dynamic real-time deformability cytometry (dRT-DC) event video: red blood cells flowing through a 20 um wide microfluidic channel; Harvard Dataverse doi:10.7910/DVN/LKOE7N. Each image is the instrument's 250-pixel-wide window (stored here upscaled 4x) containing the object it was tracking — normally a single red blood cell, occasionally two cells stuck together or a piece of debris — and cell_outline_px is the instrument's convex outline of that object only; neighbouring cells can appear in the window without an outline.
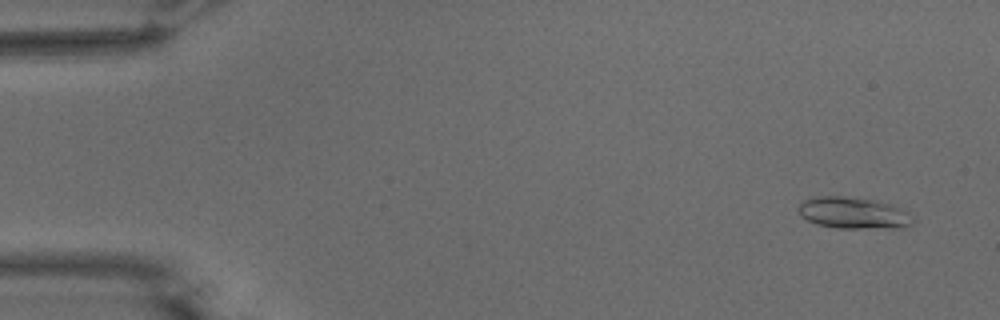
{"species": "common noctule bat (a hibernating species)", "species_latin": "Nyctalus noctula", "temperature_condition": "warm", "stored_images_in_passage": 54, "camera_frame_rate_fps": 3000, "um_per_image_px": 0.085, "animal": {"sex": "male", "body_mass_g": 15.6}, "frame": {"image": 1, "passage_image": 3, "time_ms": 0.667, "image_size_px": [1000, 320], "cell_outline_px": [[916, 220], [912, 224], [900, 228], [836, 228], [816, 224], [800, 216], [800, 204], [804, 200], [812, 196], [844, 196], [876, 200], [900, 208], [908, 212]], "centroid_in_image_um": [72.56, 18.1], "position_along_channel_um": 12.4, "area_um2": 21.15}}
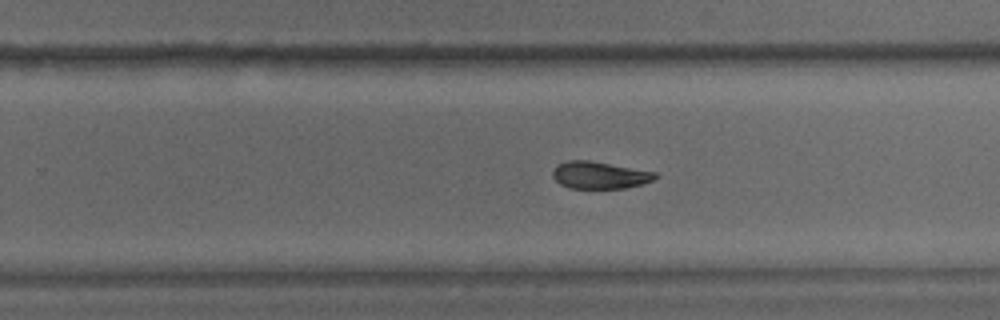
{"frame": {"image": 2, "passage_image": 34, "time_ms": 11.0, "image_size_px": [1000, 320], "cell_outline_px": [[660, 176], [644, 184], [624, 188], [568, 188], [560, 184], [552, 176], [552, 172], [556, 164], [568, 160], [588, 160], [656, 172]], "centroid_in_image_um": [50.96, 14.88], "position_along_channel_um": 278.8, "area_um2": 16.3}}
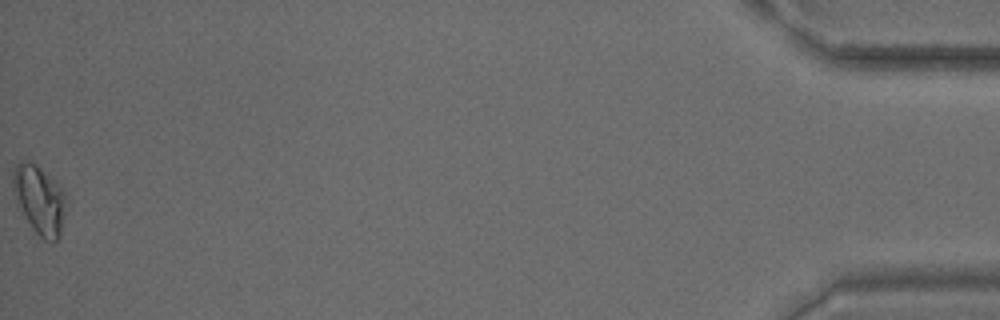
{"frame": {"image": 3, "passage_image": 54, "time_ms": 17.667, "image_size_px": [1000, 320], "cell_outline_px": [[68, 204], [60, 236], [52, 244], [44, 240], [32, 228], [20, 208], [12, 184], [12, 172], [16, 164], [20, 160], [28, 160], [36, 164], [64, 192], [68, 200]], "centroid_in_image_um": [3.38, 17.0], "position_along_channel_um": 431.8, "area_um2": 21.27}, "authors_computed_cell_mechanics": {"area_um2": 18.1492, "velocity_mm_per_s": 3.7511, "shape_relaxation_time_tau1_ms": 8.9186, "shape_relaxation_time_tau2_ms": 6.3305, "deformation_change_tau1": 0.1962, "deformation_change_tau2": 0.1383}}